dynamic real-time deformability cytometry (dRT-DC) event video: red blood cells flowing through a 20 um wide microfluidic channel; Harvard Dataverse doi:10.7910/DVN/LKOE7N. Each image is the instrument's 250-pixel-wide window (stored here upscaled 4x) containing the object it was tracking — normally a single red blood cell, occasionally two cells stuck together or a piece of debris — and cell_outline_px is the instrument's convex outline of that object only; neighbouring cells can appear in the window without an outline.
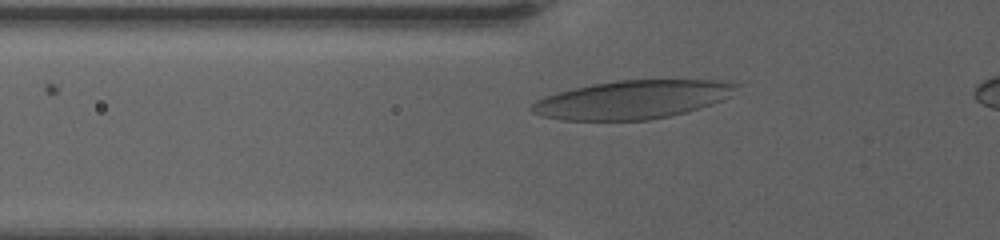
{"species": "human", "species_latin": "Homo sapiens", "temperature_condition": "warm", "stored_images_in_passage": 36, "camera_frame_rate_fps": 3000, "um_per_image_px": 0.085, "donor": {"sex": "female"}, "frame": {"image": 1, "passage_image": 6, "time_ms": 1.667, "image_size_px": [1000, 240], "cell_outline_px": [[740, 84], [728, 96], [712, 104], [688, 112], [648, 120], [564, 120], [544, 116], [532, 112], [528, 108], [536, 100], [544, 96], [556, 92], [592, 84], [616, 80], [720, 80]], "centroid_in_image_um": [53.73, 8.46], "position_along_channel_um": 72.1, "area_um2": 45.66}}
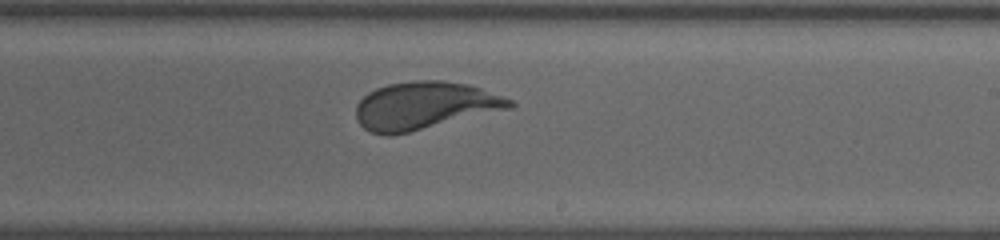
{"frame": {"image": 2, "passage_image": 22, "time_ms": 7.0, "image_size_px": [1000, 240], "cell_outline_px": [[516, 104], [512, 108], [408, 132], [388, 136], [368, 132], [360, 124], [356, 116], [356, 104], [368, 92], [376, 88], [388, 84], [412, 80], [444, 80], [468, 84], [504, 96], [512, 100]], "centroid_in_image_um": [36.08, 8.97], "position_along_channel_um": 252.9, "area_um2": 42.71}}
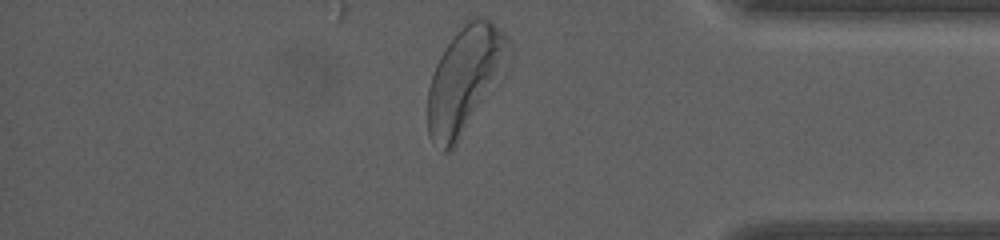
{"frame": {"image": 3, "passage_image": 36, "time_ms": 11.667, "image_size_px": [1000, 240], "cell_outline_px": [[512, 60], [504, 76], [456, 144], [448, 152], [444, 152], [428, 136], [428, 88], [436, 64], [440, 56], [464, 20], [468, 16], [484, 16], [492, 20], [512, 44]], "centroid_in_image_um": [39.59, 6.68], "position_along_channel_um": 395.6, "area_um2": 50.92}, "authors_computed_cell_mechanics": {"area_um2": 42.7431, "velocity_mm_per_s": 3.4319, "shape_relaxation_time_tau1_ms": 3.2777, "shape_relaxation_time_tau2_ms": null, "deformation_change_tau1": 0.1558, "deformation_change_tau2": null}}